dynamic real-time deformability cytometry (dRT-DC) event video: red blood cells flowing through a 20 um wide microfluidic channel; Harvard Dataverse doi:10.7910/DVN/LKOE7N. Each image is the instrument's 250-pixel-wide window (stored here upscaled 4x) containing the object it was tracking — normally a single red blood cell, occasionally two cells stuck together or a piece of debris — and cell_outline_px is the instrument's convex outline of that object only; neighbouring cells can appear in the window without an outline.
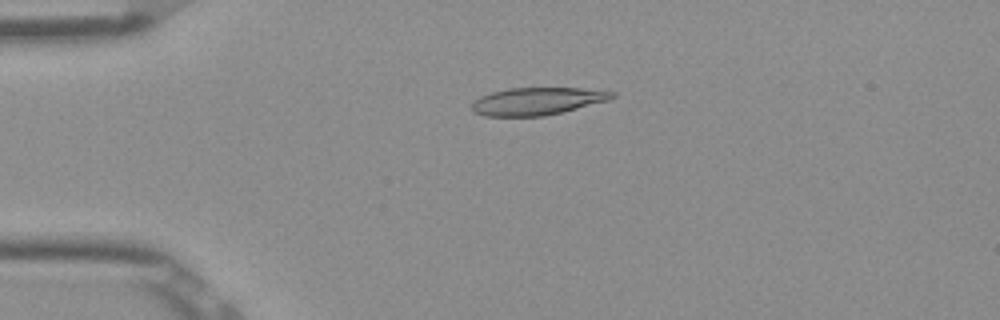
{"species": "Egyptian fruit bat (a non-hibernating species)", "species_latin": "Rousettus aegyptiacus", "temperature_condition": "room temperature", "stored_images_in_passage": 52, "camera_frame_rate_fps": 3000, "um_per_image_px": 0.085, "frame": {"image": 1, "passage_image": 12, "time_ms": 3.667, "image_size_px": [1000, 320], "cell_outline_px": [[616, 96], [608, 100], [544, 116], [484, 116], [472, 112], [472, 100], [480, 96], [492, 92], [508, 88], [580, 88], [616, 92]], "centroid_in_image_um": [45.6, 8.6], "position_along_channel_um": 39.4, "area_um2": 22.37}}
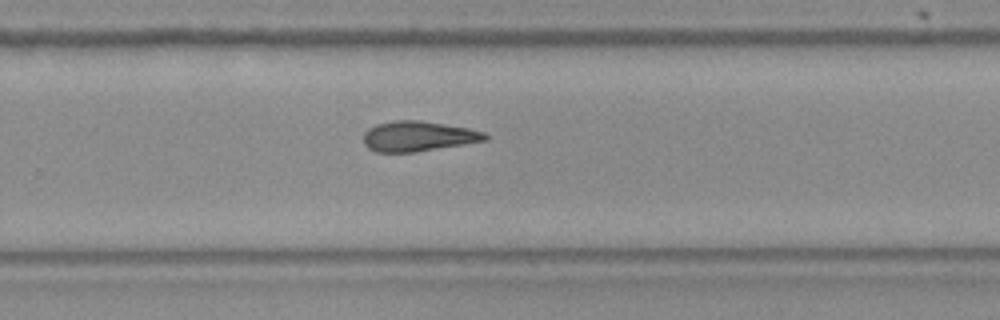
{"frame": {"image": 2, "passage_image": 34, "time_ms": 11.0, "image_size_px": [1000, 320], "cell_outline_px": [[488, 140], [416, 152], [376, 152], [368, 148], [364, 144], [364, 132], [368, 128], [376, 124], [396, 120], [420, 120], [468, 128], [484, 132], [488, 136]], "centroid_in_image_um": [35.53, 11.58], "position_along_channel_um": 294.3, "area_um2": 21.39}}
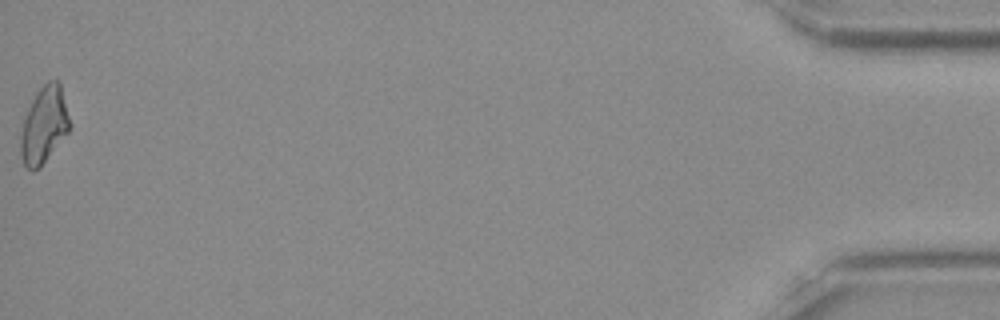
{"frame": {"image": 3, "passage_image": 52, "time_ms": 17.0, "image_size_px": [1000, 320], "cell_outline_px": [[72, 124], [68, 132], [40, 168], [32, 172], [24, 164], [20, 152], [20, 136], [24, 120], [28, 108], [36, 92], [48, 80], [60, 80]], "centroid_in_image_um": [3.77, 10.61], "position_along_channel_um": 431.4, "area_um2": 22.14}, "authors_computed_cell_mechanics": {"area_um2": 21.675, "velocity_mm_per_s": 3.9061, "shape_relaxation_time_tau1_ms": null, "shape_relaxation_time_tau2_ms": 2.6708, "deformation_change_tau1": null, "deformation_change_tau2": 0.1167}}